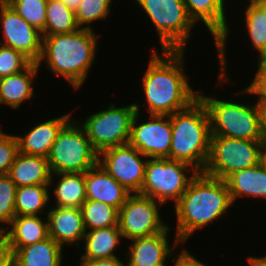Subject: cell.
<instances>
[{
	"label": "cell",
	"mask_w": 266,
	"mask_h": 266,
	"mask_svg": "<svg viewBox=\"0 0 266 266\" xmlns=\"http://www.w3.org/2000/svg\"><path fill=\"white\" fill-rule=\"evenodd\" d=\"M152 47L147 68L142 75L141 98L143 103L134 102L137 112L148 115H172L188 108L198 99V89L192 87L186 70V50H156Z\"/></svg>",
	"instance_id": "6da1fadb"
},
{
	"label": "cell",
	"mask_w": 266,
	"mask_h": 266,
	"mask_svg": "<svg viewBox=\"0 0 266 266\" xmlns=\"http://www.w3.org/2000/svg\"><path fill=\"white\" fill-rule=\"evenodd\" d=\"M233 206L226 181L199 172L173 206L174 211L171 209L176 216V220L173 219L176 221L174 233L185 245L203 228H210L213 222L221 221L223 217L228 219Z\"/></svg>",
	"instance_id": "7a4b0ae2"
},
{
	"label": "cell",
	"mask_w": 266,
	"mask_h": 266,
	"mask_svg": "<svg viewBox=\"0 0 266 266\" xmlns=\"http://www.w3.org/2000/svg\"><path fill=\"white\" fill-rule=\"evenodd\" d=\"M100 37L95 30L84 28L71 33L43 35L38 68L45 65L44 69L54 77L63 78L74 92L79 91L94 68Z\"/></svg>",
	"instance_id": "3957f363"
},
{
	"label": "cell",
	"mask_w": 266,
	"mask_h": 266,
	"mask_svg": "<svg viewBox=\"0 0 266 266\" xmlns=\"http://www.w3.org/2000/svg\"><path fill=\"white\" fill-rule=\"evenodd\" d=\"M244 84L246 86L245 88L230 94L231 97H226V100L225 95L224 97L220 96L216 98L214 95H209V93L208 95L205 94L199 87L198 98L208 111L212 136H224L244 140H261L262 106L252 87L249 84ZM244 94L246 97H243V99H245V101H250L249 103L248 101L245 103L242 102L244 100L241 99L242 96L240 95L245 96ZM248 95H250V97ZM235 96L236 98L239 96L240 98L238 97V99L242 101L238 99L235 101ZM249 98L256 100L251 102L252 100Z\"/></svg>",
	"instance_id": "277c9868"
},
{
	"label": "cell",
	"mask_w": 266,
	"mask_h": 266,
	"mask_svg": "<svg viewBox=\"0 0 266 266\" xmlns=\"http://www.w3.org/2000/svg\"><path fill=\"white\" fill-rule=\"evenodd\" d=\"M169 116L172 125L169 159L187 163L203 172L212 136L205 105L198 98L188 108Z\"/></svg>",
	"instance_id": "5b68a950"
},
{
	"label": "cell",
	"mask_w": 266,
	"mask_h": 266,
	"mask_svg": "<svg viewBox=\"0 0 266 266\" xmlns=\"http://www.w3.org/2000/svg\"><path fill=\"white\" fill-rule=\"evenodd\" d=\"M133 4L155 28L160 50H187L196 24L188 16L184 0H134ZM145 12V13H144ZM193 31V32H192Z\"/></svg>",
	"instance_id": "8992f818"
},
{
	"label": "cell",
	"mask_w": 266,
	"mask_h": 266,
	"mask_svg": "<svg viewBox=\"0 0 266 266\" xmlns=\"http://www.w3.org/2000/svg\"><path fill=\"white\" fill-rule=\"evenodd\" d=\"M71 118L59 131L47 161L54 173H85L98 163L99 154L93 148L83 127Z\"/></svg>",
	"instance_id": "52a82bcc"
},
{
	"label": "cell",
	"mask_w": 266,
	"mask_h": 266,
	"mask_svg": "<svg viewBox=\"0 0 266 266\" xmlns=\"http://www.w3.org/2000/svg\"><path fill=\"white\" fill-rule=\"evenodd\" d=\"M184 2L188 16L197 26L200 23H203L201 26L204 25V28L206 26V31L208 30L207 32L210 33L209 36L212 37V42L215 44L218 55L216 60H218L219 67V69L216 68L219 71H217L215 88L219 86L221 90L226 84L236 85L235 79L231 78L230 70H228L230 69L228 65L231 64L228 62L230 57L228 58L229 55H227L229 52L227 50L230 49L228 40L230 34L234 32L232 30L236 29L232 26L233 20H231V24L228 22L229 13L227 11L229 10H226L218 0H184ZM229 25L232 27L230 28Z\"/></svg>",
	"instance_id": "ba28073f"
},
{
	"label": "cell",
	"mask_w": 266,
	"mask_h": 266,
	"mask_svg": "<svg viewBox=\"0 0 266 266\" xmlns=\"http://www.w3.org/2000/svg\"><path fill=\"white\" fill-rule=\"evenodd\" d=\"M199 172L191 165L168 158H148L140 195L173 207ZM169 203V204H168Z\"/></svg>",
	"instance_id": "9c48e42d"
},
{
	"label": "cell",
	"mask_w": 266,
	"mask_h": 266,
	"mask_svg": "<svg viewBox=\"0 0 266 266\" xmlns=\"http://www.w3.org/2000/svg\"><path fill=\"white\" fill-rule=\"evenodd\" d=\"M121 104L108 103L106 108L87 115L85 120H77L98 154L129 142L132 121L137 111L134 101L126 106Z\"/></svg>",
	"instance_id": "30bf717a"
},
{
	"label": "cell",
	"mask_w": 266,
	"mask_h": 266,
	"mask_svg": "<svg viewBox=\"0 0 266 266\" xmlns=\"http://www.w3.org/2000/svg\"><path fill=\"white\" fill-rule=\"evenodd\" d=\"M261 140H244L211 136L210 154L203 173L225 180L232 173L263 161Z\"/></svg>",
	"instance_id": "8fae6325"
},
{
	"label": "cell",
	"mask_w": 266,
	"mask_h": 266,
	"mask_svg": "<svg viewBox=\"0 0 266 266\" xmlns=\"http://www.w3.org/2000/svg\"><path fill=\"white\" fill-rule=\"evenodd\" d=\"M163 207L151 197L130 194L119 209V228L126 243L164 231L170 224L163 220Z\"/></svg>",
	"instance_id": "7c38bea8"
},
{
	"label": "cell",
	"mask_w": 266,
	"mask_h": 266,
	"mask_svg": "<svg viewBox=\"0 0 266 266\" xmlns=\"http://www.w3.org/2000/svg\"><path fill=\"white\" fill-rule=\"evenodd\" d=\"M141 116L143 113L137 112L133 118L128 143L148 158L169 159L172 139L170 116L146 115L147 121Z\"/></svg>",
	"instance_id": "4fadbf2b"
},
{
	"label": "cell",
	"mask_w": 266,
	"mask_h": 266,
	"mask_svg": "<svg viewBox=\"0 0 266 266\" xmlns=\"http://www.w3.org/2000/svg\"><path fill=\"white\" fill-rule=\"evenodd\" d=\"M148 157L129 143L102 151L98 163L131 194L139 193Z\"/></svg>",
	"instance_id": "5bb4252c"
},
{
	"label": "cell",
	"mask_w": 266,
	"mask_h": 266,
	"mask_svg": "<svg viewBox=\"0 0 266 266\" xmlns=\"http://www.w3.org/2000/svg\"><path fill=\"white\" fill-rule=\"evenodd\" d=\"M0 44L22 53L32 63L42 54V32L28 24L12 7L4 2L0 8Z\"/></svg>",
	"instance_id": "9a60e30c"
},
{
	"label": "cell",
	"mask_w": 266,
	"mask_h": 266,
	"mask_svg": "<svg viewBox=\"0 0 266 266\" xmlns=\"http://www.w3.org/2000/svg\"><path fill=\"white\" fill-rule=\"evenodd\" d=\"M172 224H170L164 231L156 233L151 236L135 238L130 241V244H124L126 253L127 266H162L167 265L170 258L176 253V247L181 248L183 244L178 240L174 234L173 240L169 237L171 234ZM170 238V239H169ZM171 241L173 244L171 245ZM128 245V246H127ZM129 249V250H128Z\"/></svg>",
	"instance_id": "2e32d148"
},
{
	"label": "cell",
	"mask_w": 266,
	"mask_h": 266,
	"mask_svg": "<svg viewBox=\"0 0 266 266\" xmlns=\"http://www.w3.org/2000/svg\"><path fill=\"white\" fill-rule=\"evenodd\" d=\"M46 217L49 237L63 248L79 250L86 233L81 208L50 206Z\"/></svg>",
	"instance_id": "e0dca14e"
},
{
	"label": "cell",
	"mask_w": 266,
	"mask_h": 266,
	"mask_svg": "<svg viewBox=\"0 0 266 266\" xmlns=\"http://www.w3.org/2000/svg\"><path fill=\"white\" fill-rule=\"evenodd\" d=\"M73 111L60 115L53 116L41 122H35L32 128H27L25 134L16 135L19 143V152L47 158L51 146L61 128L74 116ZM38 123V124H36Z\"/></svg>",
	"instance_id": "ac0fdd59"
},
{
	"label": "cell",
	"mask_w": 266,
	"mask_h": 266,
	"mask_svg": "<svg viewBox=\"0 0 266 266\" xmlns=\"http://www.w3.org/2000/svg\"><path fill=\"white\" fill-rule=\"evenodd\" d=\"M46 216H15L1 231L0 239L9 249H20L49 237Z\"/></svg>",
	"instance_id": "d6986e66"
},
{
	"label": "cell",
	"mask_w": 266,
	"mask_h": 266,
	"mask_svg": "<svg viewBox=\"0 0 266 266\" xmlns=\"http://www.w3.org/2000/svg\"><path fill=\"white\" fill-rule=\"evenodd\" d=\"M41 69L37 63H31L23 71L0 78V105L10 107L12 110H18L23 104L33 102L37 94L35 80L39 76Z\"/></svg>",
	"instance_id": "ffe728a7"
},
{
	"label": "cell",
	"mask_w": 266,
	"mask_h": 266,
	"mask_svg": "<svg viewBox=\"0 0 266 266\" xmlns=\"http://www.w3.org/2000/svg\"><path fill=\"white\" fill-rule=\"evenodd\" d=\"M86 199L100 201L118 210L131 194L99 163L85 172Z\"/></svg>",
	"instance_id": "44dd1931"
},
{
	"label": "cell",
	"mask_w": 266,
	"mask_h": 266,
	"mask_svg": "<svg viewBox=\"0 0 266 266\" xmlns=\"http://www.w3.org/2000/svg\"><path fill=\"white\" fill-rule=\"evenodd\" d=\"M230 198L235 206L236 201L245 198V201L256 199L266 200V164L264 161L250 168L236 171L225 179Z\"/></svg>",
	"instance_id": "7402d4cb"
},
{
	"label": "cell",
	"mask_w": 266,
	"mask_h": 266,
	"mask_svg": "<svg viewBox=\"0 0 266 266\" xmlns=\"http://www.w3.org/2000/svg\"><path fill=\"white\" fill-rule=\"evenodd\" d=\"M124 242L119 226L100 228L86 231L81 244L82 255L79 262H91L97 259L116 257L117 252L122 250L120 245Z\"/></svg>",
	"instance_id": "603a6c76"
},
{
	"label": "cell",
	"mask_w": 266,
	"mask_h": 266,
	"mask_svg": "<svg viewBox=\"0 0 266 266\" xmlns=\"http://www.w3.org/2000/svg\"><path fill=\"white\" fill-rule=\"evenodd\" d=\"M85 188V173L51 174L49 181L50 202L52 201V206L57 207L81 208L86 201Z\"/></svg>",
	"instance_id": "cb8c5ba5"
},
{
	"label": "cell",
	"mask_w": 266,
	"mask_h": 266,
	"mask_svg": "<svg viewBox=\"0 0 266 266\" xmlns=\"http://www.w3.org/2000/svg\"><path fill=\"white\" fill-rule=\"evenodd\" d=\"M10 250L13 253V266H64L66 264L63 261L67 256L66 249L51 237L20 249Z\"/></svg>",
	"instance_id": "d4e9b609"
},
{
	"label": "cell",
	"mask_w": 266,
	"mask_h": 266,
	"mask_svg": "<svg viewBox=\"0 0 266 266\" xmlns=\"http://www.w3.org/2000/svg\"><path fill=\"white\" fill-rule=\"evenodd\" d=\"M51 174L47 158L21 152L8 172L17 187L49 184Z\"/></svg>",
	"instance_id": "484cf974"
},
{
	"label": "cell",
	"mask_w": 266,
	"mask_h": 266,
	"mask_svg": "<svg viewBox=\"0 0 266 266\" xmlns=\"http://www.w3.org/2000/svg\"><path fill=\"white\" fill-rule=\"evenodd\" d=\"M246 4V7H244V9L242 8L244 12H235L234 15L235 17L243 15L240 19L244 18V23L240 20L239 26H243L242 28H244L245 31L244 36L247 34L245 36L247 37V40L244 41V44L245 42H248L251 45V47L250 45H248V47L251 48V50L253 49L251 51L252 55L253 52H256V55L254 56L256 58L266 44V2L246 1Z\"/></svg>",
	"instance_id": "4316f807"
},
{
	"label": "cell",
	"mask_w": 266,
	"mask_h": 266,
	"mask_svg": "<svg viewBox=\"0 0 266 266\" xmlns=\"http://www.w3.org/2000/svg\"><path fill=\"white\" fill-rule=\"evenodd\" d=\"M50 205L49 184L17 187L15 195L16 216H43L44 214L46 216Z\"/></svg>",
	"instance_id": "83f0119b"
},
{
	"label": "cell",
	"mask_w": 266,
	"mask_h": 266,
	"mask_svg": "<svg viewBox=\"0 0 266 266\" xmlns=\"http://www.w3.org/2000/svg\"><path fill=\"white\" fill-rule=\"evenodd\" d=\"M79 29L75 10L61 0H48L42 35L71 33Z\"/></svg>",
	"instance_id": "f1b7e54d"
},
{
	"label": "cell",
	"mask_w": 266,
	"mask_h": 266,
	"mask_svg": "<svg viewBox=\"0 0 266 266\" xmlns=\"http://www.w3.org/2000/svg\"><path fill=\"white\" fill-rule=\"evenodd\" d=\"M81 212L86 231L119 226V210L106 203L86 199Z\"/></svg>",
	"instance_id": "f546056e"
},
{
	"label": "cell",
	"mask_w": 266,
	"mask_h": 266,
	"mask_svg": "<svg viewBox=\"0 0 266 266\" xmlns=\"http://www.w3.org/2000/svg\"><path fill=\"white\" fill-rule=\"evenodd\" d=\"M115 0H81L74 9L79 28L95 30L93 23L108 20Z\"/></svg>",
	"instance_id": "4dcf8cb0"
},
{
	"label": "cell",
	"mask_w": 266,
	"mask_h": 266,
	"mask_svg": "<svg viewBox=\"0 0 266 266\" xmlns=\"http://www.w3.org/2000/svg\"><path fill=\"white\" fill-rule=\"evenodd\" d=\"M48 0H9L12 9L28 24L43 32L46 23Z\"/></svg>",
	"instance_id": "1f68e13d"
},
{
	"label": "cell",
	"mask_w": 266,
	"mask_h": 266,
	"mask_svg": "<svg viewBox=\"0 0 266 266\" xmlns=\"http://www.w3.org/2000/svg\"><path fill=\"white\" fill-rule=\"evenodd\" d=\"M16 184L8 174L0 175V233L16 216Z\"/></svg>",
	"instance_id": "d6a6232c"
},
{
	"label": "cell",
	"mask_w": 266,
	"mask_h": 266,
	"mask_svg": "<svg viewBox=\"0 0 266 266\" xmlns=\"http://www.w3.org/2000/svg\"><path fill=\"white\" fill-rule=\"evenodd\" d=\"M32 62L19 51L0 44V78L17 74Z\"/></svg>",
	"instance_id": "836d02e7"
},
{
	"label": "cell",
	"mask_w": 266,
	"mask_h": 266,
	"mask_svg": "<svg viewBox=\"0 0 266 266\" xmlns=\"http://www.w3.org/2000/svg\"><path fill=\"white\" fill-rule=\"evenodd\" d=\"M3 128V129H2ZM0 126V175L8 174L17 154L19 143L16 134H9Z\"/></svg>",
	"instance_id": "e575fe53"
},
{
	"label": "cell",
	"mask_w": 266,
	"mask_h": 266,
	"mask_svg": "<svg viewBox=\"0 0 266 266\" xmlns=\"http://www.w3.org/2000/svg\"><path fill=\"white\" fill-rule=\"evenodd\" d=\"M185 247V245H182L181 249L178 248V252L176 251V253L170 258V261H168V266H211L208 264L209 262L204 263V260H202V262L201 259L199 260L196 258V256ZM170 263H172V265H170Z\"/></svg>",
	"instance_id": "d590c367"
},
{
	"label": "cell",
	"mask_w": 266,
	"mask_h": 266,
	"mask_svg": "<svg viewBox=\"0 0 266 266\" xmlns=\"http://www.w3.org/2000/svg\"><path fill=\"white\" fill-rule=\"evenodd\" d=\"M255 70L249 85L255 91L261 106H266V67Z\"/></svg>",
	"instance_id": "8d00e7d4"
},
{
	"label": "cell",
	"mask_w": 266,
	"mask_h": 266,
	"mask_svg": "<svg viewBox=\"0 0 266 266\" xmlns=\"http://www.w3.org/2000/svg\"><path fill=\"white\" fill-rule=\"evenodd\" d=\"M120 256L97 259L91 262H79L81 266H127L126 259L123 261Z\"/></svg>",
	"instance_id": "74e56055"
},
{
	"label": "cell",
	"mask_w": 266,
	"mask_h": 266,
	"mask_svg": "<svg viewBox=\"0 0 266 266\" xmlns=\"http://www.w3.org/2000/svg\"><path fill=\"white\" fill-rule=\"evenodd\" d=\"M0 266H13V253L0 239Z\"/></svg>",
	"instance_id": "f35d334b"
},
{
	"label": "cell",
	"mask_w": 266,
	"mask_h": 266,
	"mask_svg": "<svg viewBox=\"0 0 266 266\" xmlns=\"http://www.w3.org/2000/svg\"><path fill=\"white\" fill-rule=\"evenodd\" d=\"M245 260L249 266H266V255L258 257L256 255H247Z\"/></svg>",
	"instance_id": "ab89813d"
},
{
	"label": "cell",
	"mask_w": 266,
	"mask_h": 266,
	"mask_svg": "<svg viewBox=\"0 0 266 266\" xmlns=\"http://www.w3.org/2000/svg\"><path fill=\"white\" fill-rule=\"evenodd\" d=\"M261 142L266 149V106H262L261 113Z\"/></svg>",
	"instance_id": "60d3db41"
},
{
	"label": "cell",
	"mask_w": 266,
	"mask_h": 266,
	"mask_svg": "<svg viewBox=\"0 0 266 266\" xmlns=\"http://www.w3.org/2000/svg\"><path fill=\"white\" fill-rule=\"evenodd\" d=\"M254 60L257 65H255V69L265 68L266 67V44L264 49L257 55V58ZM257 66V67H256Z\"/></svg>",
	"instance_id": "b9f144b4"
},
{
	"label": "cell",
	"mask_w": 266,
	"mask_h": 266,
	"mask_svg": "<svg viewBox=\"0 0 266 266\" xmlns=\"http://www.w3.org/2000/svg\"><path fill=\"white\" fill-rule=\"evenodd\" d=\"M61 1H63L70 8L75 9L79 5L81 0H61Z\"/></svg>",
	"instance_id": "7bdbcfd3"
},
{
	"label": "cell",
	"mask_w": 266,
	"mask_h": 266,
	"mask_svg": "<svg viewBox=\"0 0 266 266\" xmlns=\"http://www.w3.org/2000/svg\"><path fill=\"white\" fill-rule=\"evenodd\" d=\"M226 9H229L228 7H226V6H228V3H226V1H228V0H218ZM232 1V0H231Z\"/></svg>",
	"instance_id": "ee69618b"
},
{
	"label": "cell",
	"mask_w": 266,
	"mask_h": 266,
	"mask_svg": "<svg viewBox=\"0 0 266 266\" xmlns=\"http://www.w3.org/2000/svg\"><path fill=\"white\" fill-rule=\"evenodd\" d=\"M263 161H264L265 164H266V149H264V152H263Z\"/></svg>",
	"instance_id": "f6af8a7d"
},
{
	"label": "cell",
	"mask_w": 266,
	"mask_h": 266,
	"mask_svg": "<svg viewBox=\"0 0 266 266\" xmlns=\"http://www.w3.org/2000/svg\"><path fill=\"white\" fill-rule=\"evenodd\" d=\"M247 1H254V2H266V0H247Z\"/></svg>",
	"instance_id": "bcb514c9"
}]
</instances>
